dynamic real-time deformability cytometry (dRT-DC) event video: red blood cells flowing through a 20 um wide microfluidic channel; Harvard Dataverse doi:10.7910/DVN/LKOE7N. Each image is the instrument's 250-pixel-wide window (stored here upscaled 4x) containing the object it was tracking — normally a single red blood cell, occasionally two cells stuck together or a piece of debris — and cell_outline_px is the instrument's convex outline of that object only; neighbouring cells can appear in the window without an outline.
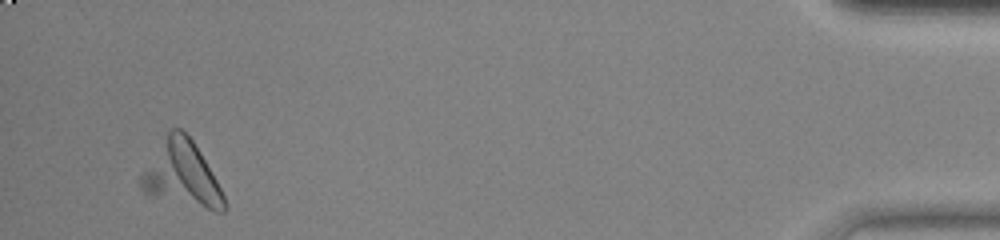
{"species": "common noctule bat (a hibernating species)", "species_latin": "Nyctalus noctula", "temperature_condition": "warm", "stored_images_in_passage": 48, "segment_of_instrument_passage": [2, 2], "camera_frame_rate_fps": 3000, "um_per_image_px": 0.085, "animal": {"sex": "female", "body_mass_g": 23.0, "forearm_length_mm": 53.4}, "frame": {"image": 1, "passage_image": 45, "time_ms": 14.667, "image_size_px": [1000, 240], "cell_outline_px": [[228, 208], [224, 212], [216, 212], [152, 196], [144, 192], [140, 188], [140, 176], [168, 132], [172, 128], [180, 128], [192, 140], [200, 152], [216, 180], [224, 196]], "centroid_in_image_um": [15.48, 14.86], "position_along_channel_um": 419.7, "area_um2": 31.1}}